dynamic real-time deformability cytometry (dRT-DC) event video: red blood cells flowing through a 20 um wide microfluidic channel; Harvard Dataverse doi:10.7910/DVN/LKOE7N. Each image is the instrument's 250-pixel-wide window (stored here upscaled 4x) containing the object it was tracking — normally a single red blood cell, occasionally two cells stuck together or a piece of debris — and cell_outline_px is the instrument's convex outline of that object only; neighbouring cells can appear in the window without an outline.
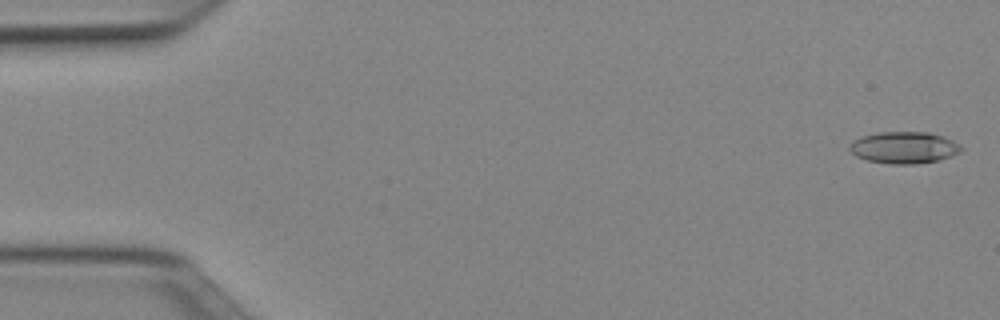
{"species": "Egyptian fruit bat (a non-hibernating species)", "species_latin": "Rousettus aegyptiacus", "temperature_condition": "cold", "stored_images_in_passage": 50, "camera_frame_rate_fps": 3000, "um_per_image_px": 0.085, "animal": {"sex": "female"}, "frame": {"image": 1, "passage_image": 1, "time_ms": 0.0, "image_size_px": [1000, 320], "cell_outline_px": [[964, 148], [960, 152], [952, 156], [936, 160], [916, 164], [892, 164], [868, 160], [856, 156], [848, 148], [852, 140], [876, 132], [928, 132], [944, 136], [960, 144]], "centroid_in_image_um": [76.86, 12.53], "position_along_channel_um": 8.1, "area_um2": 20.69}}
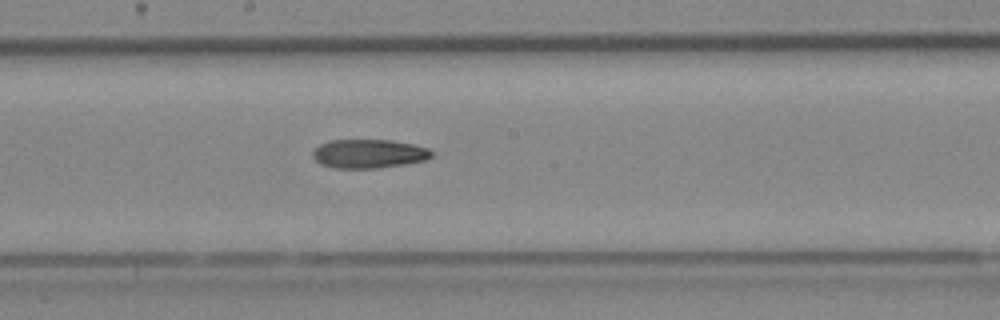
{"frame": {"image": 2, "passage_image": 27, "time_ms": 8.667, "image_size_px": [1000, 320], "cell_outline_px": [[436, 152], [428, 160], [404, 164], [376, 168], [332, 168], [320, 164], [312, 156], [312, 152], [320, 144], [328, 140], [392, 140], [412, 144], [428, 148]], "centroid_in_image_um": [31.37, 13.06], "position_along_channel_um": 216.8, "area_um2": 20.17}}
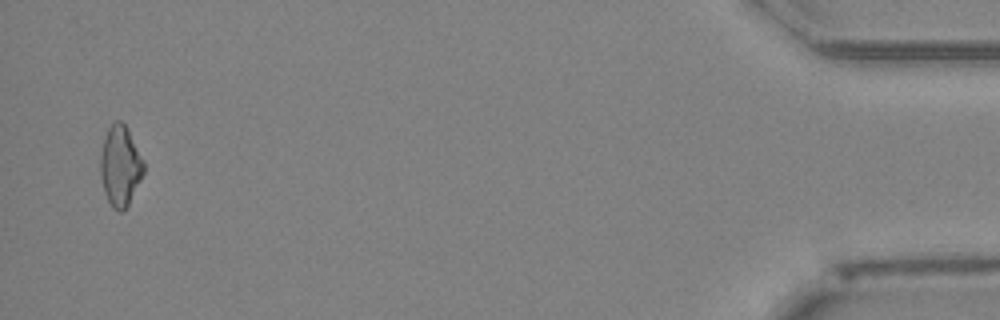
{"frame": {"image": 3, "passage_image": 49, "time_ms": 16.0, "image_size_px": [1000, 320], "cell_outline_px": [[144, 172], [128, 204], [120, 212], [112, 208], [104, 192], [100, 176], [100, 156], [104, 136], [108, 128], [116, 120], [120, 120], [128, 128], [144, 160]], "centroid_in_image_um": [10.21, 14.07], "position_along_channel_um": 425.0, "area_um2": 20.29}, "authors_computed_cell_mechanics": {"area_um2": 20.4034, "velocity_mm_per_s": 4.0076, "shape_relaxation_time_tau1_ms": null, "shape_relaxation_time_tau2_ms": 5.8702, "deformation_change_tau1": null, "deformation_change_tau2": 0.1653}}